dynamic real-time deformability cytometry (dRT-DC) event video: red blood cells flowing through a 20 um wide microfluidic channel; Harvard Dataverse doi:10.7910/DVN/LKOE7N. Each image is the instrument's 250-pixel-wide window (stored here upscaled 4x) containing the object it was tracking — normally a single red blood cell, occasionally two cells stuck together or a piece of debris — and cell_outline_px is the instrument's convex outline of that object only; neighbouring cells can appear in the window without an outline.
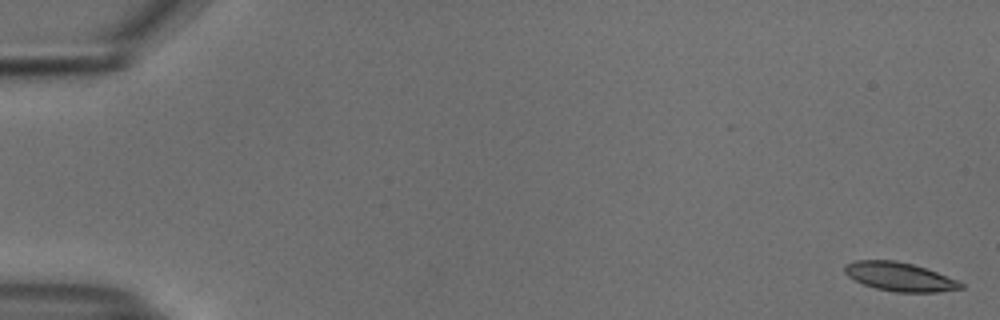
{"species": "common noctule bat (a hibernating species)", "species_latin": "Nyctalus noctula", "temperature_condition": "cold", "stored_images_in_passage": 54, "camera_frame_rate_fps": 3000, "um_per_image_px": 0.085, "animal": {"sex": "male", "body_mass_g": 18.8}, "frame": {"image": 1, "passage_image": 1, "time_ms": 0.0, "image_size_px": [1000, 320], "cell_outline_px": [[964, 288], [936, 292], [896, 292], [876, 288], [864, 284], [848, 276], [844, 272], [844, 264], [856, 260], [896, 260], [912, 264], [960, 280], [964, 284]], "centroid_in_image_um": [76.48, 23.52], "position_along_channel_um": 8.5, "area_um2": 19.42}}
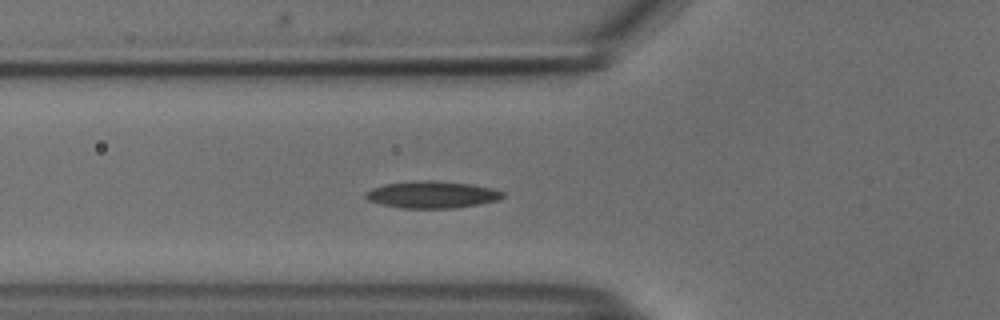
{"frame": {"image": 2, "passage_image": 20, "time_ms": 6.333, "image_size_px": [1000, 320], "cell_outline_px": [[504, 196], [496, 200], [476, 204], [452, 208], [400, 208], [380, 204], [368, 200], [364, 196], [364, 192], [372, 188], [384, 184], [416, 180], [436, 180], [468, 184], [492, 188], [504, 192]], "centroid_in_image_um": [36.65, 16.53], "position_along_channel_um": 89.2, "area_um2": 21.5}}
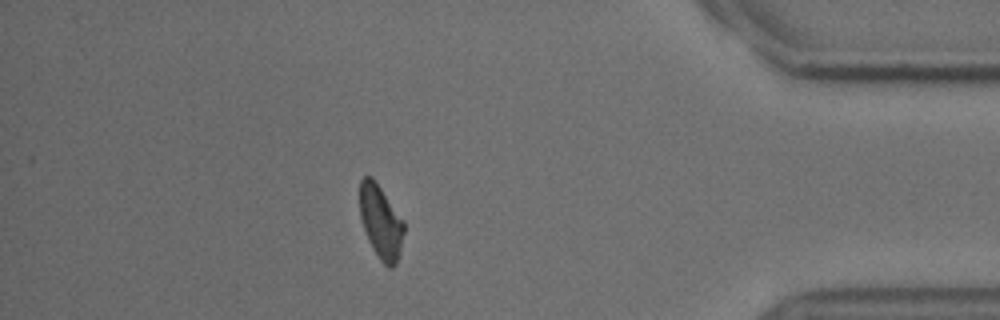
{"frame": {"image": 3, "passage_image": 48, "time_ms": 15.667, "image_size_px": [1000, 320], "cell_outline_px": [[404, 232], [396, 264], [392, 268], [388, 268], [380, 260], [372, 248], [368, 240], [360, 216], [360, 180], [364, 176], [372, 176], [404, 220]], "centroid_in_image_um": [32.37, 18.86], "position_along_channel_um": 402.8, "area_um2": 18.84}, "authors_computed_cell_mechanics": {"area_um2": 20.2878, "velocity_mm_per_s": 3.7437, "shape_relaxation_time_tau1_ms": 5.2483, "shape_relaxation_time_tau2_ms": 7.2486, "deformation_change_tau1": 0.1272, "deformation_change_tau2": 0.1405}}